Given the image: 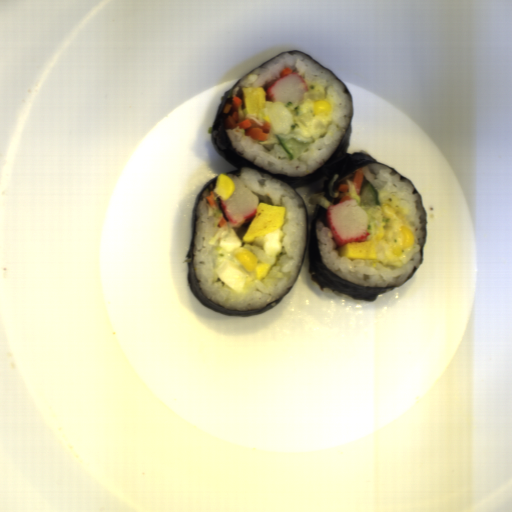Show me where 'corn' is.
I'll return each instance as SVG.
<instances>
[{
    "label": "corn",
    "mask_w": 512,
    "mask_h": 512,
    "mask_svg": "<svg viewBox=\"0 0 512 512\" xmlns=\"http://www.w3.org/2000/svg\"><path fill=\"white\" fill-rule=\"evenodd\" d=\"M233 253L242 269L251 273L258 281L263 280L272 269V265L262 263L252 250L244 246L237 247Z\"/></svg>",
    "instance_id": "1"
},
{
    "label": "corn",
    "mask_w": 512,
    "mask_h": 512,
    "mask_svg": "<svg viewBox=\"0 0 512 512\" xmlns=\"http://www.w3.org/2000/svg\"><path fill=\"white\" fill-rule=\"evenodd\" d=\"M235 187L232 179L225 173H220L217 176L213 192L218 198L227 201L234 192Z\"/></svg>",
    "instance_id": "2"
},
{
    "label": "corn",
    "mask_w": 512,
    "mask_h": 512,
    "mask_svg": "<svg viewBox=\"0 0 512 512\" xmlns=\"http://www.w3.org/2000/svg\"><path fill=\"white\" fill-rule=\"evenodd\" d=\"M333 112V106L331 102L325 99H319L314 101L313 104V116L315 115H327L329 116Z\"/></svg>",
    "instance_id": "3"
},
{
    "label": "corn",
    "mask_w": 512,
    "mask_h": 512,
    "mask_svg": "<svg viewBox=\"0 0 512 512\" xmlns=\"http://www.w3.org/2000/svg\"><path fill=\"white\" fill-rule=\"evenodd\" d=\"M400 230L403 238V251L412 248L415 240L413 231L409 229L407 226L403 225L401 226Z\"/></svg>",
    "instance_id": "4"
}]
</instances>
